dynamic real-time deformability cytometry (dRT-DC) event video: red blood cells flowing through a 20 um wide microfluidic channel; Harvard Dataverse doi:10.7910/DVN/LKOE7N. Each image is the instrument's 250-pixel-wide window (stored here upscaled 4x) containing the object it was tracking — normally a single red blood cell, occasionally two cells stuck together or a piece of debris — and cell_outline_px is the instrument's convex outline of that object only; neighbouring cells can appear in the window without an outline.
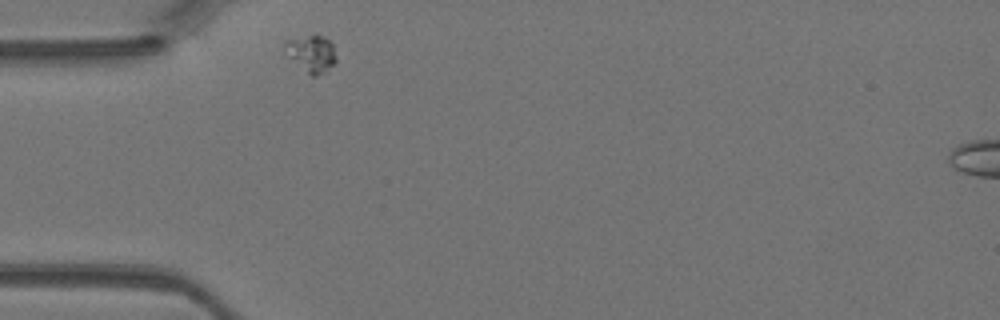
{"species": "Egyptian fruit bat (a non-hibernating species)", "species_latin": "Rousettus aegyptiacus", "temperature_condition": "warm", "stored_images_in_passage": 24, "camera_frame_rate_fps": 3000, "um_per_image_px": 0.085, "animal": {"sex": "female"}, "frame": {"image": 1, "passage_image": 1, "time_ms": 0.0, "image_size_px": [1000, 320], "cell_outline_px": [[336, 60], [324, 72], [316, 76], [312, 76], [284, 56], [284, 40], [316, 32], [324, 36], [332, 44], [336, 56]], "centroid_in_image_um": [26.39, 4.5], "position_along_channel_um": 58.6, "area_um2": 11.5}}
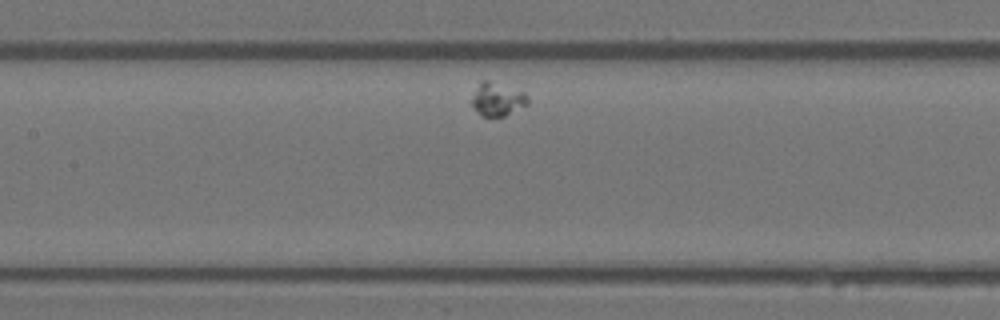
{"frame": {"image": 2, "passage_image": 10, "time_ms": 3.0, "image_size_px": [1000, 320], "cell_outline_px": [[528, 104], [504, 116], [480, 116], [472, 104], [472, 100], [480, 80], [488, 80], [524, 92], [528, 96]], "centroid_in_image_um": [42.29, 8.44], "position_along_channel_um": 165.1, "area_um2": 10.64}}